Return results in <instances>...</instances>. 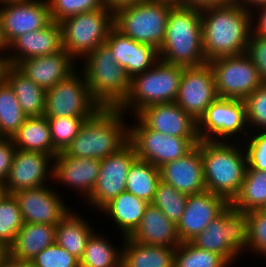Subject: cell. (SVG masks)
Segmentation results:
<instances>
[{"mask_svg": "<svg viewBox=\"0 0 266 267\" xmlns=\"http://www.w3.org/2000/svg\"><path fill=\"white\" fill-rule=\"evenodd\" d=\"M70 212L56 225L55 242L80 260L94 230L83 217Z\"/></svg>", "mask_w": 266, "mask_h": 267, "instance_id": "32", "label": "cell"}, {"mask_svg": "<svg viewBox=\"0 0 266 267\" xmlns=\"http://www.w3.org/2000/svg\"><path fill=\"white\" fill-rule=\"evenodd\" d=\"M49 188L44 185L13 193L24 223L57 225L69 212L63 199Z\"/></svg>", "mask_w": 266, "mask_h": 267, "instance_id": "18", "label": "cell"}, {"mask_svg": "<svg viewBox=\"0 0 266 267\" xmlns=\"http://www.w3.org/2000/svg\"><path fill=\"white\" fill-rule=\"evenodd\" d=\"M102 236L95 232L90 236L80 259V267H109L122 257L121 248L117 250Z\"/></svg>", "mask_w": 266, "mask_h": 267, "instance_id": "36", "label": "cell"}, {"mask_svg": "<svg viewBox=\"0 0 266 267\" xmlns=\"http://www.w3.org/2000/svg\"><path fill=\"white\" fill-rule=\"evenodd\" d=\"M138 124V125H137ZM129 128V143L138 159L160 168L190 152L200 141L199 137H174L145 127L139 120Z\"/></svg>", "mask_w": 266, "mask_h": 267, "instance_id": "10", "label": "cell"}, {"mask_svg": "<svg viewBox=\"0 0 266 267\" xmlns=\"http://www.w3.org/2000/svg\"><path fill=\"white\" fill-rule=\"evenodd\" d=\"M73 61L74 59L61 49L54 54L24 59L15 67L41 88L48 90L76 70Z\"/></svg>", "mask_w": 266, "mask_h": 267, "instance_id": "23", "label": "cell"}, {"mask_svg": "<svg viewBox=\"0 0 266 267\" xmlns=\"http://www.w3.org/2000/svg\"><path fill=\"white\" fill-rule=\"evenodd\" d=\"M183 69L159 60L149 70L131 78L129 94L118 109L125 113L130 108L137 114L153 104L175 102Z\"/></svg>", "mask_w": 266, "mask_h": 267, "instance_id": "6", "label": "cell"}, {"mask_svg": "<svg viewBox=\"0 0 266 267\" xmlns=\"http://www.w3.org/2000/svg\"><path fill=\"white\" fill-rule=\"evenodd\" d=\"M101 106L92 98L86 77L77 70L66 79L46 90L45 112L47 118L92 117Z\"/></svg>", "mask_w": 266, "mask_h": 267, "instance_id": "11", "label": "cell"}, {"mask_svg": "<svg viewBox=\"0 0 266 267\" xmlns=\"http://www.w3.org/2000/svg\"><path fill=\"white\" fill-rule=\"evenodd\" d=\"M149 203L127 191L106 203L100 211L108 214L124 237L130 236L139 226Z\"/></svg>", "mask_w": 266, "mask_h": 267, "instance_id": "29", "label": "cell"}, {"mask_svg": "<svg viewBox=\"0 0 266 267\" xmlns=\"http://www.w3.org/2000/svg\"><path fill=\"white\" fill-rule=\"evenodd\" d=\"M12 48L15 53L8 54L6 59L7 63L13 66L24 59L57 53L63 49L61 25L51 21L40 30L23 34L9 45V49Z\"/></svg>", "mask_w": 266, "mask_h": 267, "instance_id": "25", "label": "cell"}, {"mask_svg": "<svg viewBox=\"0 0 266 267\" xmlns=\"http://www.w3.org/2000/svg\"><path fill=\"white\" fill-rule=\"evenodd\" d=\"M109 267H127L126 261L121 257L117 260L114 264L110 265Z\"/></svg>", "mask_w": 266, "mask_h": 267, "instance_id": "56", "label": "cell"}, {"mask_svg": "<svg viewBox=\"0 0 266 267\" xmlns=\"http://www.w3.org/2000/svg\"><path fill=\"white\" fill-rule=\"evenodd\" d=\"M236 3L241 5L246 11L252 12L249 7L258 8L262 5H266V0H236Z\"/></svg>", "mask_w": 266, "mask_h": 267, "instance_id": "52", "label": "cell"}, {"mask_svg": "<svg viewBox=\"0 0 266 267\" xmlns=\"http://www.w3.org/2000/svg\"><path fill=\"white\" fill-rule=\"evenodd\" d=\"M244 102L247 126H254L258 131H266V83L248 95Z\"/></svg>", "mask_w": 266, "mask_h": 267, "instance_id": "43", "label": "cell"}, {"mask_svg": "<svg viewBox=\"0 0 266 267\" xmlns=\"http://www.w3.org/2000/svg\"><path fill=\"white\" fill-rule=\"evenodd\" d=\"M159 59L184 68L207 64L203 51L200 9L182 6L170 10Z\"/></svg>", "mask_w": 266, "mask_h": 267, "instance_id": "3", "label": "cell"}, {"mask_svg": "<svg viewBox=\"0 0 266 267\" xmlns=\"http://www.w3.org/2000/svg\"><path fill=\"white\" fill-rule=\"evenodd\" d=\"M161 180L177 191L192 195L206 191L199 143L186 155L160 167Z\"/></svg>", "mask_w": 266, "mask_h": 267, "instance_id": "22", "label": "cell"}, {"mask_svg": "<svg viewBox=\"0 0 266 267\" xmlns=\"http://www.w3.org/2000/svg\"><path fill=\"white\" fill-rule=\"evenodd\" d=\"M84 61V76L92 98L102 108H118L129 94L131 78L115 62L111 50L105 45L89 52Z\"/></svg>", "mask_w": 266, "mask_h": 267, "instance_id": "5", "label": "cell"}, {"mask_svg": "<svg viewBox=\"0 0 266 267\" xmlns=\"http://www.w3.org/2000/svg\"><path fill=\"white\" fill-rule=\"evenodd\" d=\"M55 236L56 225L24 223L8 247V254L15 259L31 261L43 249L55 243Z\"/></svg>", "mask_w": 266, "mask_h": 267, "instance_id": "27", "label": "cell"}, {"mask_svg": "<svg viewBox=\"0 0 266 267\" xmlns=\"http://www.w3.org/2000/svg\"><path fill=\"white\" fill-rule=\"evenodd\" d=\"M237 146L227 141H199L206 189L229 203L239 193L247 169L245 148Z\"/></svg>", "mask_w": 266, "mask_h": 267, "instance_id": "4", "label": "cell"}, {"mask_svg": "<svg viewBox=\"0 0 266 267\" xmlns=\"http://www.w3.org/2000/svg\"><path fill=\"white\" fill-rule=\"evenodd\" d=\"M11 138H0V184L4 185L16 151Z\"/></svg>", "mask_w": 266, "mask_h": 267, "instance_id": "47", "label": "cell"}, {"mask_svg": "<svg viewBox=\"0 0 266 267\" xmlns=\"http://www.w3.org/2000/svg\"><path fill=\"white\" fill-rule=\"evenodd\" d=\"M245 144L247 167L255 170H266V131H256Z\"/></svg>", "mask_w": 266, "mask_h": 267, "instance_id": "45", "label": "cell"}, {"mask_svg": "<svg viewBox=\"0 0 266 267\" xmlns=\"http://www.w3.org/2000/svg\"><path fill=\"white\" fill-rule=\"evenodd\" d=\"M0 267H33L31 261L19 260L7 254L2 262Z\"/></svg>", "mask_w": 266, "mask_h": 267, "instance_id": "50", "label": "cell"}, {"mask_svg": "<svg viewBox=\"0 0 266 267\" xmlns=\"http://www.w3.org/2000/svg\"><path fill=\"white\" fill-rule=\"evenodd\" d=\"M4 80L13 89L22 111L27 117L43 116L46 90L22 74L15 66L7 65Z\"/></svg>", "mask_w": 266, "mask_h": 267, "instance_id": "28", "label": "cell"}, {"mask_svg": "<svg viewBox=\"0 0 266 267\" xmlns=\"http://www.w3.org/2000/svg\"><path fill=\"white\" fill-rule=\"evenodd\" d=\"M137 158L134 147L128 143L118 153L100 160V172L88 201L100 210L106 203L126 191V178Z\"/></svg>", "mask_w": 266, "mask_h": 267, "instance_id": "15", "label": "cell"}, {"mask_svg": "<svg viewBox=\"0 0 266 267\" xmlns=\"http://www.w3.org/2000/svg\"><path fill=\"white\" fill-rule=\"evenodd\" d=\"M115 57V62L133 76L152 68L160 59L159 51L147 44H141L124 35L115 26L109 31L104 43Z\"/></svg>", "mask_w": 266, "mask_h": 267, "instance_id": "20", "label": "cell"}, {"mask_svg": "<svg viewBox=\"0 0 266 267\" xmlns=\"http://www.w3.org/2000/svg\"><path fill=\"white\" fill-rule=\"evenodd\" d=\"M27 119L10 85L0 83V137L12 138Z\"/></svg>", "mask_w": 266, "mask_h": 267, "instance_id": "35", "label": "cell"}, {"mask_svg": "<svg viewBox=\"0 0 266 267\" xmlns=\"http://www.w3.org/2000/svg\"><path fill=\"white\" fill-rule=\"evenodd\" d=\"M266 214V204L261 209Z\"/></svg>", "mask_w": 266, "mask_h": 267, "instance_id": "60", "label": "cell"}, {"mask_svg": "<svg viewBox=\"0 0 266 267\" xmlns=\"http://www.w3.org/2000/svg\"><path fill=\"white\" fill-rule=\"evenodd\" d=\"M90 117H54L47 118L51 139L54 146V157L64 152L72 140L77 136L86 119Z\"/></svg>", "mask_w": 266, "mask_h": 267, "instance_id": "40", "label": "cell"}, {"mask_svg": "<svg viewBox=\"0 0 266 267\" xmlns=\"http://www.w3.org/2000/svg\"><path fill=\"white\" fill-rule=\"evenodd\" d=\"M3 34L10 45L16 38L46 27L52 20L48 0H26L0 6Z\"/></svg>", "mask_w": 266, "mask_h": 267, "instance_id": "16", "label": "cell"}, {"mask_svg": "<svg viewBox=\"0 0 266 267\" xmlns=\"http://www.w3.org/2000/svg\"><path fill=\"white\" fill-rule=\"evenodd\" d=\"M160 180V168L136 158L128 171L126 191L152 203Z\"/></svg>", "mask_w": 266, "mask_h": 267, "instance_id": "33", "label": "cell"}, {"mask_svg": "<svg viewBox=\"0 0 266 267\" xmlns=\"http://www.w3.org/2000/svg\"><path fill=\"white\" fill-rule=\"evenodd\" d=\"M51 160L54 158L48 154L16 149L3 185L5 193L13 194L20 190L44 186L46 177L53 176V167H49Z\"/></svg>", "mask_w": 266, "mask_h": 267, "instance_id": "19", "label": "cell"}, {"mask_svg": "<svg viewBox=\"0 0 266 267\" xmlns=\"http://www.w3.org/2000/svg\"><path fill=\"white\" fill-rule=\"evenodd\" d=\"M7 254H8V250H7V248H6L4 245L0 244V265H1V262H2L3 258H4Z\"/></svg>", "mask_w": 266, "mask_h": 267, "instance_id": "57", "label": "cell"}, {"mask_svg": "<svg viewBox=\"0 0 266 267\" xmlns=\"http://www.w3.org/2000/svg\"><path fill=\"white\" fill-rule=\"evenodd\" d=\"M48 4L51 20L57 23L71 16L105 6L104 0H48Z\"/></svg>", "mask_w": 266, "mask_h": 267, "instance_id": "41", "label": "cell"}, {"mask_svg": "<svg viewBox=\"0 0 266 267\" xmlns=\"http://www.w3.org/2000/svg\"><path fill=\"white\" fill-rule=\"evenodd\" d=\"M266 204V170L247 167L245 178L237 196L230 205L238 211L261 210Z\"/></svg>", "mask_w": 266, "mask_h": 267, "instance_id": "34", "label": "cell"}, {"mask_svg": "<svg viewBox=\"0 0 266 267\" xmlns=\"http://www.w3.org/2000/svg\"><path fill=\"white\" fill-rule=\"evenodd\" d=\"M246 125L244 100L217 97L197 121V133L200 140L225 141L239 132L248 135Z\"/></svg>", "mask_w": 266, "mask_h": 267, "instance_id": "13", "label": "cell"}, {"mask_svg": "<svg viewBox=\"0 0 266 267\" xmlns=\"http://www.w3.org/2000/svg\"><path fill=\"white\" fill-rule=\"evenodd\" d=\"M150 3L167 5L172 8L184 6V0H146Z\"/></svg>", "mask_w": 266, "mask_h": 267, "instance_id": "53", "label": "cell"}, {"mask_svg": "<svg viewBox=\"0 0 266 267\" xmlns=\"http://www.w3.org/2000/svg\"><path fill=\"white\" fill-rule=\"evenodd\" d=\"M33 267H80V260L56 242L31 260Z\"/></svg>", "mask_w": 266, "mask_h": 267, "instance_id": "42", "label": "cell"}, {"mask_svg": "<svg viewBox=\"0 0 266 267\" xmlns=\"http://www.w3.org/2000/svg\"><path fill=\"white\" fill-rule=\"evenodd\" d=\"M118 108H100L86 119L64 153L77 158L104 159L129 143V128Z\"/></svg>", "mask_w": 266, "mask_h": 267, "instance_id": "2", "label": "cell"}, {"mask_svg": "<svg viewBox=\"0 0 266 267\" xmlns=\"http://www.w3.org/2000/svg\"><path fill=\"white\" fill-rule=\"evenodd\" d=\"M258 9H260L259 11V17L257 19V27H255V25L252 26V32L255 35H259V36H265L266 37V5H262L260 7H258ZM255 29V30H254Z\"/></svg>", "mask_w": 266, "mask_h": 267, "instance_id": "49", "label": "cell"}, {"mask_svg": "<svg viewBox=\"0 0 266 267\" xmlns=\"http://www.w3.org/2000/svg\"><path fill=\"white\" fill-rule=\"evenodd\" d=\"M246 54L256 67L261 80L266 83V37L255 35L251 31Z\"/></svg>", "mask_w": 266, "mask_h": 267, "instance_id": "46", "label": "cell"}, {"mask_svg": "<svg viewBox=\"0 0 266 267\" xmlns=\"http://www.w3.org/2000/svg\"><path fill=\"white\" fill-rule=\"evenodd\" d=\"M137 118L145 127L174 137H198L197 121L176 102L153 104L141 109Z\"/></svg>", "mask_w": 266, "mask_h": 267, "instance_id": "21", "label": "cell"}, {"mask_svg": "<svg viewBox=\"0 0 266 267\" xmlns=\"http://www.w3.org/2000/svg\"><path fill=\"white\" fill-rule=\"evenodd\" d=\"M144 1L146 0H104V3L110 10L115 12L122 7L134 5Z\"/></svg>", "mask_w": 266, "mask_h": 267, "instance_id": "51", "label": "cell"}, {"mask_svg": "<svg viewBox=\"0 0 266 267\" xmlns=\"http://www.w3.org/2000/svg\"><path fill=\"white\" fill-rule=\"evenodd\" d=\"M5 193V190L3 188V185L0 184V198Z\"/></svg>", "mask_w": 266, "mask_h": 267, "instance_id": "59", "label": "cell"}, {"mask_svg": "<svg viewBox=\"0 0 266 267\" xmlns=\"http://www.w3.org/2000/svg\"><path fill=\"white\" fill-rule=\"evenodd\" d=\"M1 55L4 56H0V83L4 80L5 69L8 65L5 54L3 53Z\"/></svg>", "mask_w": 266, "mask_h": 267, "instance_id": "55", "label": "cell"}, {"mask_svg": "<svg viewBox=\"0 0 266 267\" xmlns=\"http://www.w3.org/2000/svg\"><path fill=\"white\" fill-rule=\"evenodd\" d=\"M208 64L213 71L218 97L244 100L264 84L246 53L219 57Z\"/></svg>", "mask_w": 266, "mask_h": 267, "instance_id": "12", "label": "cell"}, {"mask_svg": "<svg viewBox=\"0 0 266 267\" xmlns=\"http://www.w3.org/2000/svg\"><path fill=\"white\" fill-rule=\"evenodd\" d=\"M190 242L197 248L219 254L231 265L236 256L248 248L247 213L230 205Z\"/></svg>", "mask_w": 266, "mask_h": 267, "instance_id": "7", "label": "cell"}, {"mask_svg": "<svg viewBox=\"0 0 266 267\" xmlns=\"http://www.w3.org/2000/svg\"><path fill=\"white\" fill-rule=\"evenodd\" d=\"M11 139L19 150L41 152L54 158L50 125L45 115L27 117Z\"/></svg>", "mask_w": 266, "mask_h": 267, "instance_id": "31", "label": "cell"}, {"mask_svg": "<svg viewBox=\"0 0 266 267\" xmlns=\"http://www.w3.org/2000/svg\"><path fill=\"white\" fill-rule=\"evenodd\" d=\"M21 1H26V0H0V5L6 4V3H14V2H21Z\"/></svg>", "mask_w": 266, "mask_h": 267, "instance_id": "58", "label": "cell"}, {"mask_svg": "<svg viewBox=\"0 0 266 267\" xmlns=\"http://www.w3.org/2000/svg\"><path fill=\"white\" fill-rule=\"evenodd\" d=\"M3 50H9V45L5 40L4 34H3V27H2V21H1V16H0V53Z\"/></svg>", "mask_w": 266, "mask_h": 267, "instance_id": "54", "label": "cell"}, {"mask_svg": "<svg viewBox=\"0 0 266 267\" xmlns=\"http://www.w3.org/2000/svg\"><path fill=\"white\" fill-rule=\"evenodd\" d=\"M229 206L225 198L208 190L188 195L185 210L176 225L179 240L190 242Z\"/></svg>", "mask_w": 266, "mask_h": 267, "instance_id": "17", "label": "cell"}, {"mask_svg": "<svg viewBox=\"0 0 266 267\" xmlns=\"http://www.w3.org/2000/svg\"><path fill=\"white\" fill-rule=\"evenodd\" d=\"M248 218V248L266 257V214L262 210L246 212Z\"/></svg>", "mask_w": 266, "mask_h": 267, "instance_id": "44", "label": "cell"}, {"mask_svg": "<svg viewBox=\"0 0 266 267\" xmlns=\"http://www.w3.org/2000/svg\"><path fill=\"white\" fill-rule=\"evenodd\" d=\"M171 9L170 6L148 1L122 7L114 12V26L124 35L159 51Z\"/></svg>", "mask_w": 266, "mask_h": 267, "instance_id": "9", "label": "cell"}, {"mask_svg": "<svg viewBox=\"0 0 266 267\" xmlns=\"http://www.w3.org/2000/svg\"><path fill=\"white\" fill-rule=\"evenodd\" d=\"M122 258L127 267H174V247L150 246L124 237Z\"/></svg>", "mask_w": 266, "mask_h": 267, "instance_id": "30", "label": "cell"}, {"mask_svg": "<svg viewBox=\"0 0 266 267\" xmlns=\"http://www.w3.org/2000/svg\"><path fill=\"white\" fill-rule=\"evenodd\" d=\"M229 2L228 0H184L185 7L204 9L208 7L222 5Z\"/></svg>", "mask_w": 266, "mask_h": 267, "instance_id": "48", "label": "cell"}, {"mask_svg": "<svg viewBox=\"0 0 266 267\" xmlns=\"http://www.w3.org/2000/svg\"><path fill=\"white\" fill-rule=\"evenodd\" d=\"M218 97L214 75L209 64L184 68L175 102L198 121Z\"/></svg>", "mask_w": 266, "mask_h": 267, "instance_id": "14", "label": "cell"}, {"mask_svg": "<svg viewBox=\"0 0 266 267\" xmlns=\"http://www.w3.org/2000/svg\"><path fill=\"white\" fill-rule=\"evenodd\" d=\"M53 161V178L55 181L76 188L89 199L100 172V160L92 158H77L59 152Z\"/></svg>", "mask_w": 266, "mask_h": 267, "instance_id": "24", "label": "cell"}, {"mask_svg": "<svg viewBox=\"0 0 266 267\" xmlns=\"http://www.w3.org/2000/svg\"><path fill=\"white\" fill-rule=\"evenodd\" d=\"M219 254L197 248L191 242H181L175 248L174 267H228Z\"/></svg>", "mask_w": 266, "mask_h": 267, "instance_id": "37", "label": "cell"}, {"mask_svg": "<svg viewBox=\"0 0 266 267\" xmlns=\"http://www.w3.org/2000/svg\"><path fill=\"white\" fill-rule=\"evenodd\" d=\"M188 195L177 191L162 180L158 183L152 204L177 225L185 210Z\"/></svg>", "mask_w": 266, "mask_h": 267, "instance_id": "39", "label": "cell"}, {"mask_svg": "<svg viewBox=\"0 0 266 267\" xmlns=\"http://www.w3.org/2000/svg\"><path fill=\"white\" fill-rule=\"evenodd\" d=\"M253 15L236 2L201 10L202 43L207 63L219 57L246 53L255 21Z\"/></svg>", "mask_w": 266, "mask_h": 267, "instance_id": "1", "label": "cell"}, {"mask_svg": "<svg viewBox=\"0 0 266 267\" xmlns=\"http://www.w3.org/2000/svg\"><path fill=\"white\" fill-rule=\"evenodd\" d=\"M60 25L63 49L73 59H82L105 43L109 31L114 27V12L105 5L100 9L66 18Z\"/></svg>", "mask_w": 266, "mask_h": 267, "instance_id": "8", "label": "cell"}, {"mask_svg": "<svg viewBox=\"0 0 266 267\" xmlns=\"http://www.w3.org/2000/svg\"><path fill=\"white\" fill-rule=\"evenodd\" d=\"M129 237L150 246L176 248L181 243L176 224L152 203L146 207L139 226Z\"/></svg>", "mask_w": 266, "mask_h": 267, "instance_id": "26", "label": "cell"}, {"mask_svg": "<svg viewBox=\"0 0 266 267\" xmlns=\"http://www.w3.org/2000/svg\"><path fill=\"white\" fill-rule=\"evenodd\" d=\"M24 220L13 194L4 193L0 198V244L7 249L13 243Z\"/></svg>", "mask_w": 266, "mask_h": 267, "instance_id": "38", "label": "cell"}]
</instances>
